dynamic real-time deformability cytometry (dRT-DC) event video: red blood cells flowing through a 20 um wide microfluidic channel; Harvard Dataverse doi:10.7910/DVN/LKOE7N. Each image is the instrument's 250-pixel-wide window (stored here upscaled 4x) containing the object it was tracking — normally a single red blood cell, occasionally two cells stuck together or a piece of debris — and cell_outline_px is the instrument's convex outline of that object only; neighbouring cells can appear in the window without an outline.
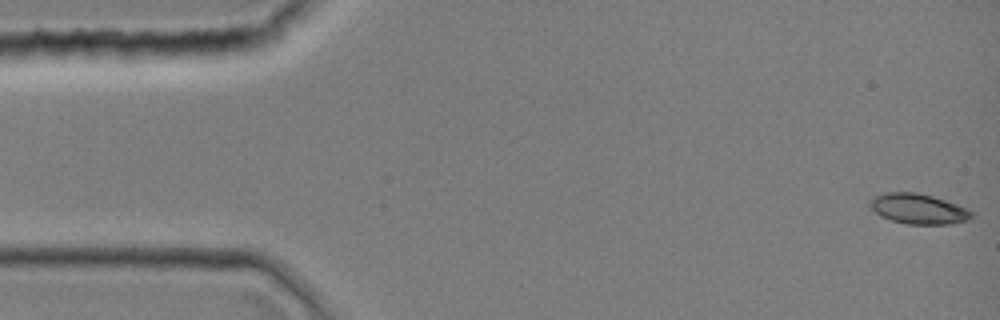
{"species": "common noctule bat (a hibernating species)", "species_latin": "Nyctalus noctula", "temperature_condition": "room temperature", "stored_images_in_passage": 13, "camera_frame_rate_fps": 3000, "um_per_image_px": 0.085, "animal": {"sex": "female", "body_mass_g": 19.0, "forearm_length_mm": 51.5}, "frame": {"image": 1, "passage_image": 1, "time_ms": 0.0, "image_size_px": [1000, 320], "cell_outline_px": [[972, 216], [968, 220], [952, 224], [908, 224], [892, 220], [880, 216], [868, 204], [868, 200], [872, 196], [884, 192], [916, 192], [932, 196], [956, 204], [972, 212]], "centroid_in_image_um": [78.0, 17.74], "position_along_channel_um": 7.0, "area_um2": 17.86}}
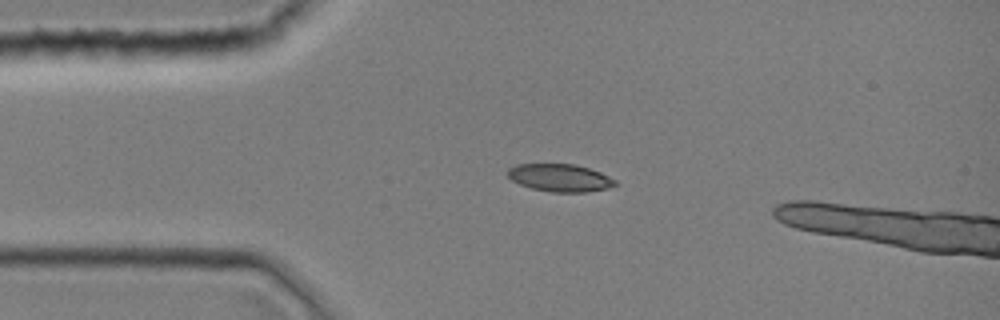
{"frame": {"image": 2, "passage_image": 10, "time_ms": 3.0, "image_size_px": [1000, 320], "cell_outline_px": [[616, 184], [608, 188], [584, 192], [552, 192], [532, 188], [520, 184], [512, 180], [508, 176], [508, 168], [516, 164], [576, 164], [600, 172], [616, 180]], "centroid_in_image_um": [47.59, 15.1], "position_along_channel_um": 37.4, "area_um2": 17.17}}